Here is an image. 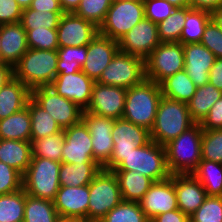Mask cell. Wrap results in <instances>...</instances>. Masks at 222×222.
I'll return each instance as SVG.
<instances>
[{
    "mask_svg": "<svg viewBox=\"0 0 222 222\" xmlns=\"http://www.w3.org/2000/svg\"><path fill=\"white\" fill-rule=\"evenodd\" d=\"M161 97L160 84L147 79L128 88L122 118L150 131L155 122Z\"/></svg>",
    "mask_w": 222,
    "mask_h": 222,
    "instance_id": "6da1fadb",
    "label": "cell"
},
{
    "mask_svg": "<svg viewBox=\"0 0 222 222\" xmlns=\"http://www.w3.org/2000/svg\"><path fill=\"white\" fill-rule=\"evenodd\" d=\"M202 134L200 123H195L165 145L167 166L171 175L192 174L197 169L202 160Z\"/></svg>",
    "mask_w": 222,
    "mask_h": 222,
    "instance_id": "7a4b0ae2",
    "label": "cell"
},
{
    "mask_svg": "<svg viewBox=\"0 0 222 222\" xmlns=\"http://www.w3.org/2000/svg\"><path fill=\"white\" fill-rule=\"evenodd\" d=\"M194 124L187 103L162 96L158 103L154 125L150 130L151 140L165 146Z\"/></svg>",
    "mask_w": 222,
    "mask_h": 222,
    "instance_id": "3957f363",
    "label": "cell"
},
{
    "mask_svg": "<svg viewBox=\"0 0 222 222\" xmlns=\"http://www.w3.org/2000/svg\"><path fill=\"white\" fill-rule=\"evenodd\" d=\"M57 50L28 49L14 66V77L30 90L50 86L57 76Z\"/></svg>",
    "mask_w": 222,
    "mask_h": 222,
    "instance_id": "277c9868",
    "label": "cell"
},
{
    "mask_svg": "<svg viewBox=\"0 0 222 222\" xmlns=\"http://www.w3.org/2000/svg\"><path fill=\"white\" fill-rule=\"evenodd\" d=\"M61 162L32 157L23 175L22 188L27 195L54 201L60 188L59 169Z\"/></svg>",
    "mask_w": 222,
    "mask_h": 222,
    "instance_id": "5b68a950",
    "label": "cell"
},
{
    "mask_svg": "<svg viewBox=\"0 0 222 222\" xmlns=\"http://www.w3.org/2000/svg\"><path fill=\"white\" fill-rule=\"evenodd\" d=\"M114 170H134L150 178L153 182L171 176L167 166L165 146L153 140L142 147L133 149Z\"/></svg>",
    "mask_w": 222,
    "mask_h": 222,
    "instance_id": "8992f818",
    "label": "cell"
},
{
    "mask_svg": "<svg viewBox=\"0 0 222 222\" xmlns=\"http://www.w3.org/2000/svg\"><path fill=\"white\" fill-rule=\"evenodd\" d=\"M145 18L143 0H121L113 2L107 11L99 34L119 41L136 24Z\"/></svg>",
    "mask_w": 222,
    "mask_h": 222,
    "instance_id": "52a82bcc",
    "label": "cell"
},
{
    "mask_svg": "<svg viewBox=\"0 0 222 222\" xmlns=\"http://www.w3.org/2000/svg\"><path fill=\"white\" fill-rule=\"evenodd\" d=\"M89 187L88 218L100 221L122 200L118 180L113 171L101 169Z\"/></svg>",
    "mask_w": 222,
    "mask_h": 222,
    "instance_id": "ba28073f",
    "label": "cell"
},
{
    "mask_svg": "<svg viewBox=\"0 0 222 222\" xmlns=\"http://www.w3.org/2000/svg\"><path fill=\"white\" fill-rule=\"evenodd\" d=\"M145 79V60L118 51L96 82L128 89L141 84Z\"/></svg>",
    "mask_w": 222,
    "mask_h": 222,
    "instance_id": "9c48e42d",
    "label": "cell"
},
{
    "mask_svg": "<svg viewBox=\"0 0 222 222\" xmlns=\"http://www.w3.org/2000/svg\"><path fill=\"white\" fill-rule=\"evenodd\" d=\"M181 42H161L145 59L147 80L160 84L167 77L184 70Z\"/></svg>",
    "mask_w": 222,
    "mask_h": 222,
    "instance_id": "30bf717a",
    "label": "cell"
},
{
    "mask_svg": "<svg viewBox=\"0 0 222 222\" xmlns=\"http://www.w3.org/2000/svg\"><path fill=\"white\" fill-rule=\"evenodd\" d=\"M114 143L109 162L103 167L105 170L116 169L129 153L137 147H142L151 141L150 131L123 118L114 119L112 130Z\"/></svg>",
    "mask_w": 222,
    "mask_h": 222,
    "instance_id": "8fae6325",
    "label": "cell"
},
{
    "mask_svg": "<svg viewBox=\"0 0 222 222\" xmlns=\"http://www.w3.org/2000/svg\"><path fill=\"white\" fill-rule=\"evenodd\" d=\"M31 98L48 112L62 129L78 124L82 120L83 110L50 86L32 89Z\"/></svg>",
    "mask_w": 222,
    "mask_h": 222,
    "instance_id": "7c38bea8",
    "label": "cell"
},
{
    "mask_svg": "<svg viewBox=\"0 0 222 222\" xmlns=\"http://www.w3.org/2000/svg\"><path fill=\"white\" fill-rule=\"evenodd\" d=\"M119 51L146 59L161 43L158 26L147 18L131 28L119 41Z\"/></svg>",
    "mask_w": 222,
    "mask_h": 222,
    "instance_id": "4fadbf2b",
    "label": "cell"
},
{
    "mask_svg": "<svg viewBox=\"0 0 222 222\" xmlns=\"http://www.w3.org/2000/svg\"><path fill=\"white\" fill-rule=\"evenodd\" d=\"M82 121L88 127L92 137L93 159L103 168L109 162L113 152L111 132L114 119L83 111Z\"/></svg>",
    "mask_w": 222,
    "mask_h": 222,
    "instance_id": "5bb4252c",
    "label": "cell"
},
{
    "mask_svg": "<svg viewBox=\"0 0 222 222\" xmlns=\"http://www.w3.org/2000/svg\"><path fill=\"white\" fill-rule=\"evenodd\" d=\"M63 130L65 141L62 149V162L68 164L97 163L93 159L92 137L82 120Z\"/></svg>",
    "mask_w": 222,
    "mask_h": 222,
    "instance_id": "9a60e30c",
    "label": "cell"
},
{
    "mask_svg": "<svg viewBox=\"0 0 222 222\" xmlns=\"http://www.w3.org/2000/svg\"><path fill=\"white\" fill-rule=\"evenodd\" d=\"M127 89L95 82L90 103L85 110L101 117L122 118Z\"/></svg>",
    "mask_w": 222,
    "mask_h": 222,
    "instance_id": "2e32d148",
    "label": "cell"
},
{
    "mask_svg": "<svg viewBox=\"0 0 222 222\" xmlns=\"http://www.w3.org/2000/svg\"><path fill=\"white\" fill-rule=\"evenodd\" d=\"M99 33V28L91 21L74 13H64L57 27L59 47L86 46Z\"/></svg>",
    "mask_w": 222,
    "mask_h": 222,
    "instance_id": "e0dca14e",
    "label": "cell"
},
{
    "mask_svg": "<svg viewBox=\"0 0 222 222\" xmlns=\"http://www.w3.org/2000/svg\"><path fill=\"white\" fill-rule=\"evenodd\" d=\"M94 84L95 81L81 70L76 73L57 74L50 87L85 111L90 103Z\"/></svg>",
    "mask_w": 222,
    "mask_h": 222,
    "instance_id": "ac0fdd59",
    "label": "cell"
},
{
    "mask_svg": "<svg viewBox=\"0 0 222 222\" xmlns=\"http://www.w3.org/2000/svg\"><path fill=\"white\" fill-rule=\"evenodd\" d=\"M139 204L149 220L162 213L178 209L177 195L171 176L153 182Z\"/></svg>",
    "mask_w": 222,
    "mask_h": 222,
    "instance_id": "d6986e66",
    "label": "cell"
},
{
    "mask_svg": "<svg viewBox=\"0 0 222 222\" xmlns=\"http://www.w3.org/2000/svg\"><path fill=\"white\" fill-rule=\"evenodd\" d=\"M118 51V41L98 33L87 45V56L82 71L96 82Z\"/></svg>",
    "mask_w": 222,
    "mask_h": 222,
    "instance_id": "ffe728a7",
    "label": "cell"
},
{
    "mask_svg": "<svg viewBox=\"0 0 222 222\" xmlns=\"http://www.w3.org/2000/svg\"><path fill=\"white\" fill-rule=\"evenodd\" d=\"M184 70L196 87L209 82V71L214 65L216 57L200 42L183 44Z\"/></svg>",
    "mask_w": 222,
    "mask_h": 222,
    "instance_id": "44dd1931",
    "label": "cell"
},
{
    "mask_svg": "<svg viewBox=\"0 0 222 222\" xmlns=\"http://www.w3.org/2000/svg\"><path fill=\"white\" fill-rule=\"evenodd\" d=\"M89 187L60 186L54 199V207L59 217L65 218H88Z\"/></svg>",
    "mask_w": 222,
    "mask_h": 222,
    "instance_id": "7402d4cb",
    "label": "cell"
},
{
    "mask_svg": "<svg viewBox=\"0 0 222 222\" xmlns=\"http://www.w3.org/2000/svg\"><path fill=\"white\" fill-rule=\"evenodd\" d=\"M177 195L178 209L191 216L207 197L206 191L193 174L171 175Z\"/></svg>",
    "mask_w": 222,
    "mask_h": 222,
    "instance_id": "603a6c76",
    "label": "cell"
},
{
    "mask_svg": "<svg viewBox=\"0 0 222 222\" xmlns=\"http://www.w3.org/2000/svg\"><path fill=\"white\" fill-rule=\"evenodd\" d=\"M28 49L27 33L20 22L1 25V62L14 67Z\"/></svg>",
    "mask_w": 222,
    "mask_h": 222,
    "instance_id": "cb8c5ba5",
    "label": "cell"
},
{
    "mask_svg": "<svg viewBox=\"0 0 222 222\" xmlns=\"http://www.w3.org/2000/svg\"><path fill=\"white\" fill-rule=\"evenodd\" d=\"M31 90L15 77L0 89V120L27 106Z\"/></svg>",
    "mask_w": 222,
    "mask_h": 222,
    "instance_id": "d4e9b609",
    "label": "cell"
},
{
    "mask_svg": "<svg viewBox=\"0 0 222 222\" xmlns=\"http://www.w3.org/2000/svg\"><path fill=\"white\" fill-rule=\"evenodd\" d=\"M31 160V142L0 139V162L16 169L23 176Z\"/></svg>",
    "mask_w": 222,
    "mask_h": 222,
    "instance_id": "484cf974",
    "label": "cell"
},
{
    "mask_svg": "<svg viewBox=\"0 0 222 222\" xmlns=\"http://www.w3.org/2000/svg\"><path fill=\"white\" fill-rule=\"evenodd\" d=\"M117 177L123 201L139 202L153 181L134 170H112Z\"/></svg>",
    "mask_w": 222,
    "mask_h": 222,
    "instance_id": "4316f807",
    "label": "cell"
},
{
    "mask_svg": "<svg viewBox=\"0 0 222 222\" xmlns=\"http://www.w3.org/2000/svg\"><path fill=\"white\" fill-rule=\"evenodd\" d=\"M98 163H75L61 162L59 169L60 186L79 187L89 185L93 178L101 171Z\"/></svg>",
    "mask_w": 222,
    "mask_h": 222,
    "instance_id": "83f0119b",
    "label": "cell"
},
{
    "mask_svg": "<svg viewBox=\"0 0 222 222\" xmlns=\"http://www.w3.org/2000/svg\"><path fill=\"white\" fill-rule=\"evenodd\" d=\"M0 139L31 142V117L27 106L0 120Z\"/></svg>",
    "mask_w": 222,
    "mask_h": 222,
    "instance_id": "f1b7e54d",
    "label": "cell"
},
{
    "mask_svg": "<svg viewBox=\"0 0 222 222\" xmlns=\"http://www.w3.org/2000/svg\"><path fill=\"white\" fill-rule=\"evenodd\" d=\"M221 96L222 91L215 88L210 82L196 87L192 99L187 103L192 120L195 123H201Z\"/></svg>",
    "mask_w": 222,
    "mask_h": 222,
    "instance_id": "f546056e",
    "label": "cell"
},
{
    "mask_svg": "<svg viewBox=\"0 0 222 222\" xmlns=\"http://www.w3.org/2000/svg\"><path fill=\"white\" fill-rule=\"evenodd\" d=\"M162 96L188 103L196 90L194 82L187 75L185 70L175 73L164 79L161 83Z\"/></svg>",
    "mask_w": 222,
    "mask_h": 222,
    "instance_id": "4dcf8cb0",
    "label": "cell"
},
{
    "mask_svg": "<svg viewBox=\"0 0 222 222\" xmlns=\"http://www.w3.org/2000/svg\"><path fill=\"white\" fill-rule=\"evenodd\" d=\"M28 109L31 117V140L54 135L63 130L54 118L32 98L28 100Z\"/></svg>",
    "mask_w": 222,
    "mask_h": 222,
    "instance_id": "1f68e13d",
    "label": "cell"
},
{
    "mask_svg": "<svg viewBox=\"0 0 222 222\" xmlns=\"http://www.w3.org/2000/svg\"><path fill=\"white\" fill-rule=\"evenodd\" d=\"M204 187L207 196H222V164L201 160L192 173Z\"/></svg>",
    "mask_w": 222,
    "mask_h": 222,
    "instance_id": "d6a6232c",
    "label": "cell"
},
{
    "mask_svg": "<svg viewBox=\"0 0 222 222\" xmlns=\"http://www.w3.org/2000/svg\"><path fill=\"white\" fill-rule=\"evenodd\" d=\"M58 218L53 201L26 194L23 222H56Z\"/></svg>",
    "mask_w": 222,
    "mask_h": 222,
    "instance_id": "836d02e7",
    "label": "cell"
},
{
    "mask_svg": "<svg viewBox=\"0 0 222 222\" xmlns=\"http://www.w3.org/2000/svg\"><path fill=\"white\" fill-rule=\"evenodd\" d=\"M210 20L211 13L204 10L191 9L186 15L180 42L182 44L200 42L204 29Z\"/></svg>",
    "mask_w": 222,
    "mask_h": 222,
    "instance_id": "e575fe53",
    "label": "cell"
},
{
    "mask_svg": "<svg viewBox=\"0 0 222 222\" xmlns=\"http://www.w3.org/2000/svg\"><path fill=\"white\" fill-rule=\"evenodd\" d=\"M26 192L20 189L17 192L0 195V222H23Z\"/></svg>",
    "mask_w": 222,
    "mask_h": 222,
    "instance_id": "d590c367",
    "label": "cell"
},
{
    "mask_svg": "<svg viewBox=\"0 0 222 222\" xmlns=\"http://www.w3.org/2000/svg\"><path fill=\"white\" fill-rule=\"evenodd\" d=\"M57 52V74H70L82 70L87 56V45L59 47Z\"/></svg>",
    "mask_w": 222,
    "mask_h": 222,
    "instance_id": "8d00e7d4",
    "label": "cell"
},
{
    "mask_svg": "<svg viewBox=\"0 0 222 222\" xmlns=\"http://www.w3.org/2000/svg\"><path fill=\"white\" fill-rule=\"evenodd\" d=\"M64 130L44 138L31 140L32 157L46 158L62 162Z\"/></svg>",
    "mask_w": 222,
    "mask_h": 222,
    "instance_id": "74e56055",
    "label": "cell"
},
{
    "mask_svg": "<svg viewBox=\"0 0 222 222\" xmlns=\"http://www.w3.org/2000/svg\"><path fill=\"white\" fill-rule=\"evenodd\" d=\"M190 10V7L176 8L170 16L157 24L161 42H180L186 15Z\"/></svg>",
    "mask_w": 222,
    "mask_h": 222,
    "instance_id": "f35d334b",
    "label": "cell"
},
{
    "mask_svg": "<svg viewBox=\"0 0 222 222\" xmlns=\"http://www.w3.org/2000/svg\"><path fill=\"white\" fill-rule=\"evenodd\" d=\"M64 12L38 11L30 8L23 9L20 23L25 30L57 29Z\"/></svg>",
    "mask_w": 222,
    "mask_h": 222,
    "instance_id": "ab89813d",
    "label": "cell"
},
{
    "mask_svg": "<svg viewBox=\"0 0 222 222\" xmlns=\"http://www.w3.org/2000/svg\"><path fill=\"white\" fill-rule=\"evenodd\" d=\"M100 222H150L139 202L121 201Z\"/></svg>",
    "mask_w": 222,
    "mask_h": 222,
    "instance_id": "60d3db41",
    "label": "cell"
},
{
    "mask_svg": "<svg viewBox=\"0 0 222 222\" xmlns=\"http://www.w3.org/2000/svg\"><path fill=\"white\" fill-rule=\"evenodd\" d=\"M112 3V0H81L74 14L91 21L99 28Z\"/></svg>",
    "mask_w": 222,
    "mask_h": 222,
    "instance_id": "b9f144b4",
    "label": "cell"
},
{
    "mask_svg": "<svg viewBox=\"0 0 222 222\" xmlns=\"http://www.w3.org/2000/svg\"><path fill=\"white\" fill-rule=\"evenodd\" d=\"M201 158L222 164V129L203 130Z\"/></svg>",
    "mask_w": 222,
    "mask_h": 222,
    "instance_id": "7bdbcfd3",
    "label": "cell"
},
{
    "mask_svg": "<svg viewBox=\"0 0 222 222\" xmlns=\"http://www.w3.org/2000/svg\"><path fill=\"white\" fill-rule=\"evenodd\" d=\"M190 222H222V196H207Z\"/></svg>",
    "mask_w": 222,
    "mask_h": 222,
    "instance_id": "ee69618b",
    "label": "cell"
},
{
    "mask_svg": "<svg viewBox=\"0 0 222 222\" xmlns=\"http://www.w3.org/2000/svg\"><path fill=\"white\" fill-rule=\"evenodd\" d=\"M30 49L57 50L59 48L57 29L25 30Z\"/></svg>",
    "mask_w": 222,
    "mask_h": 222,
    "instance_id": "f6af8a7d",
    "label": "cell"
},
{
    "mask_svg": "<svg viewBox=\"0 0 222 222\" xmlns=\"http://www.w3.org/2000/svg\"><path fill=\"white\" fill-rule=\"evenodd\" d=\"M23 176L14 168L0 162V195L22 189Z\"/></svg>",
    "mask_w": 222,
    "mask_h": 222,
    "instance_id": "bcb514c9",
    "label": "cell"
},
{
    "mask_svg": "<svg viewBox=\"0 0 222 222\" xmlns=\"http://www.w3.org/2000/svg\"><path fill=\"white\" fill-rule=\"evenodd\" d=\"M200 43L209 49L216 58H222V31L212 19L205 27Z\"/></svg>",
    "mask_w": 222,
    "mask_h": 222,
    "instance_id": "7dc6e473",
    "label": "cell"
},
{
    "mask_svg": "<svg viewBox=\"0 0 222 222\" xmlns=\"http://www.w3.org/2000/svg\"><path fill=\"white\" fill-rule=\"evenodd\" d=\"M145 6V18L158 24L170 16L176 9L166 0H143Z\"/></svg>",
    "mask_w": 222,
    "mask_h": 222,
    "instance_id": "c3c4849f",
    "label": "cell"
},
{
    "mask_svg": "<svg viewBox=\"0 0 222 222\" xmlns=\"http://www.w3.org/2000/svg\"><path fill=\"white\" fill-rule=\"evenodd\" d=\"M22 12L16 0H0V25L20 22Z\"/></svg>",
    "mask_w": 222,
    "mask_h": 222,
    "instance_id": "681fc988",
    "label": "cell"
},
{
    "mask_svg": "<svg viewBox=\"0 0 222 222\" xmlns=\"http://www.w3.org/2000/svg\"><path fill=\"white\" fill-rule=\"evenodd\" d=\"M200 125L203 130L222 129V96L210 108Z\"/></svg>",
    "mask_w": 222,
    "mask_h": 222,
    "instance_id": "f907efd6",
    "label": "cell"
},
{
    "mask_svg": "<svg viewBox=\"0 0 222 222\" xmlns=\"http://www.w3.org/2000/svg\"><path fill=\"white\" fill-rule=\"evenodd\" d=\"M150 222H190V217L179 209H175L155 216Z\"/></svg>",
    "mask_w": 222,
    "mask_h": 222,
    "instance_id": "816d5d0a",
    "label": "cell"
},
{
    "mask_svg": "<svg viewBox=\"0 0 222 222\" xmlns=\"http://www.w3.org/2000/svg\"><path fill=\"white\" fill-rule=\"evenodd\" d=\"M30 9L49 12H63L59 0H32Z\"/></svg>",
    "mask_w": 222,
    "mask_h": 222,
    "instance_id": "f5cc1de1",
    "label": "cell"
},
{
    "mask_svg": "<svg viewBox=\"0 0 222 222\" xmlns=\"http://www.w3.org/2000/svg\"><path fill=\"white\" fill-rule=\"evenodd\" d=\"M220 6H222V0H189L191 9L204 10L209 13L214 12Z\"/></svg>",
    "mask_w": 222,
    "mask_h": 222,
    "instance_id": "db71d44e",
    "label": "cell"
},
{
    "mask_svg": "<svg viewBox=\"0 0 222 222\" xmlns=\"http://www.w3.org/2000/svg\"><path fill=\"white\" fill-rule=\"evenodd\" d=\"M209 82L215 88L222 91V58H216L214 65L211 67Z\"/></svg>",
    "mask_w": 222,
    "mask_h": 222,
    "instance_id": "11a10c76",
    "label": "cell"
},
{
    "mask_svg": "<svg viewBox=\"0 0 222 222\" xmlns=\"http://www.w3.org/2000/svg\"><path fill=\"white\" fill-rule=\"evenodd\" d=\"M14 78V67L0 61V89Z\"/></svg>",
    "mask_w": 222,
    "mask_h": 222,
    "instance_id": "9f6ffc18",
    "label": "cell"
},
{
    "mask_svg": "<svg viewBox=\"0 0 222 222\" xmlns=\"http://www.w3.org/2000/svg\"><path fill=\"white\" fill-rule=\"evenodd\" d=\"M64 13H74L80 5L81 0H59Z\"/></svg>",
    "mask_w": 222,
    "mask_h": 222,
    "instance_id": "6f0895ef",
    "label": "cell"
},
{
    "mask_svg": "<svg viewBox=\"0 0 222 222\" xmlns=\"http://www.w3.org/2000/svg\"><path fill=\"white\" fill-rule=\"evenodd\" d=\"M211 19L219 26L222 31V6L211 13Z\"/></svg>",
    "mask_w": 222,
    "mask_h": 222,
    "instance_id": "680465c9",
    "label": "cell"
},
{
    "mask_svg": "<svg viewBox=\"0 0 222 222\" xmlns=\"http://www.w3.org/2000/svg\"><path fill=\"white\" fill-rule=\"evenodd\" d=\"M175 8L189 7V0H166Z\"/></svg>",
    "mask_w": 222,
    "mask_h": 222,
    "instance_id": "91938a15",
    "label": "cell"
},
{
    "mask_svg": "<svg viewBox=\"0 0 222 222\" xmlns=\"http://www.w3.org/2000/svg\"><path fill=\"white\" fill-rule=\"evenodd\" d=\"M22 9L29 8L32 0H16Z\"/></svg>",
    "mask_w": 222,
    "mask_h": 222,
    "instance_id": "94428289",
    "label": "cell"
},
{
    "mask_svg": "<svg viewBox=\"0 0 222 222\" xmlns=\"http://www.w3.org/2000/svg\"><path fill=\"white\" fill-rule=\"evenodd\" d=\"M71 222H100V221L90 218H80V219L71 218Z\"/></svg>",
    "mask_w": 222,
    "mask_h": 222,
    "instance_id": "6125c7cd",
    "label": "cell"
},
{
    "mask_svg": "<svg viewBox=\"0 0 222 222\" xmlns=\"http://www.w3.org/2000/svg\"><path fill=\"white\" fill-rule=\"evenodd\" d=\"M56 222H71V218L59 217Z\"/></svg>",
    "mask_w": 222,
    "mask_h": 222,
    "instance_id": "be15d7a7",
    "label": "cell"
},
{
    "mask_svg": "<svg viewBox=\"0 0 222 222\" xmlns=\"http://www.w3.org/2000/svg\"><path fill=\"white\" fill-rule=\"evenodd\" d=\"M0 46H1V25H0Z\"/></svg>",
    "mask_w": 222,
    "mask_h": 222,
    "instance_id": "e7e4bbea",
    "label": "cell"
}]
</instances>
